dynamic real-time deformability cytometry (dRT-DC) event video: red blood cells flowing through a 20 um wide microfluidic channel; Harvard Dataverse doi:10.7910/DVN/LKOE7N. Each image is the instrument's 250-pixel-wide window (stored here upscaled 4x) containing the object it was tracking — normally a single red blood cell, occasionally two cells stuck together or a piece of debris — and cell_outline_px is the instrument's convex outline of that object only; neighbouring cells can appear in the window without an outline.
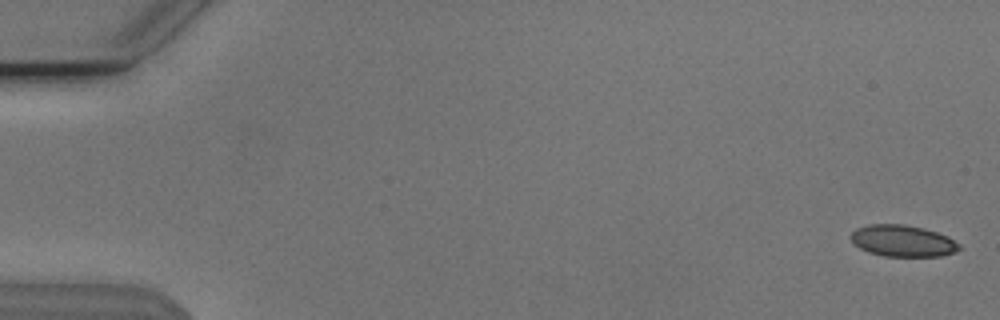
{"species": "Egyptian fruit bat (a non-hibernating species)", "species_latin": "Rousettus aegyptiacus", "temperature_condition": "cold", "stored_images_in_passage": 55, "camera_frame_rate_fps": 3000, "um_per_image_px": 0.085, "animal": {"sex": "male"}, "frame": {"image": 1, "passage_image": 2, "time_ms": 0.333, "image_size_px": [1000, 320], "cell_outline_px": [[960, 248], [952, 252], [940, 256], [884, 256], [868, 252], [852, 244], [848, 236], [856, 228], [868, 224], [904, 224], [924, 228], [948, 236], [960, 244]], "centroid_in_image_um": [76.67, 20.46], "position_along_channel_um": 8.3, "area_um2": 20.06}}
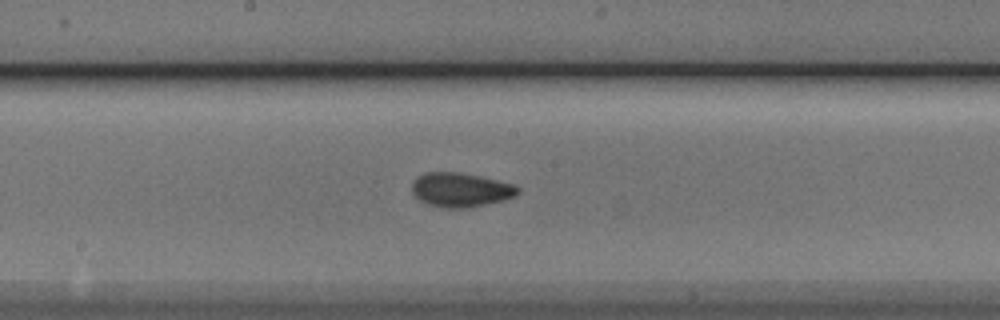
{"frame": {"image": 2, "passage_image": 30, "time_ms": 9.667, "image_size_px": [1000, 320], "cell_outline_px": [[520, 192], [516, 196], [504, 200], [468, 208], [440, 208], [428, 204], [420, 200], [412, 192], [412, 180], [424, 172], [456, 172], [496, 180], [512, 184], [520, 188]], "centroid_in_image_um": [39.13, 16.15], "position_along_channel_um": 209.1, "area_um2": 21.1}}
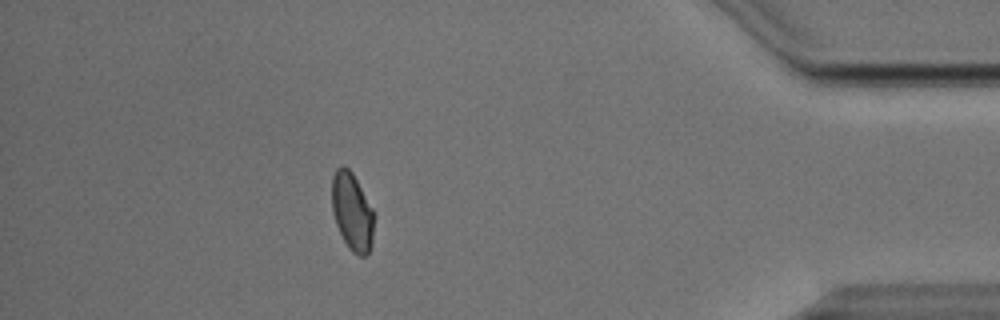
{"frame": {"image": 3, "passage_image": 49, "time_ms": 16.0, "image_size_px": [1000, 320], "cell_outline_px": [[372, 248], [364, 256], [360, 256], [352, 252], [348, 248], [336, 224], [332, 212], [332, 176], [336, 168], [340, 164], [344, 164], [352, 172], [372, 208]], "centroid_in_image_um": [29.9, 17.97], "position_along_channel_um": 405.3, "area_um2": 18.96}, "authors_computed_cell_mechanics": {"area_um2": 20.2878, "velocity_mm_per_s": 3.8011, "shape_relaxation_time_tau1_ms": 4.6629, "shape_relaxation_time_tau2_ms": 2.5473, "deformation_change_tau1": 0.0843, "deformation_change_tau2": 0.0604}}